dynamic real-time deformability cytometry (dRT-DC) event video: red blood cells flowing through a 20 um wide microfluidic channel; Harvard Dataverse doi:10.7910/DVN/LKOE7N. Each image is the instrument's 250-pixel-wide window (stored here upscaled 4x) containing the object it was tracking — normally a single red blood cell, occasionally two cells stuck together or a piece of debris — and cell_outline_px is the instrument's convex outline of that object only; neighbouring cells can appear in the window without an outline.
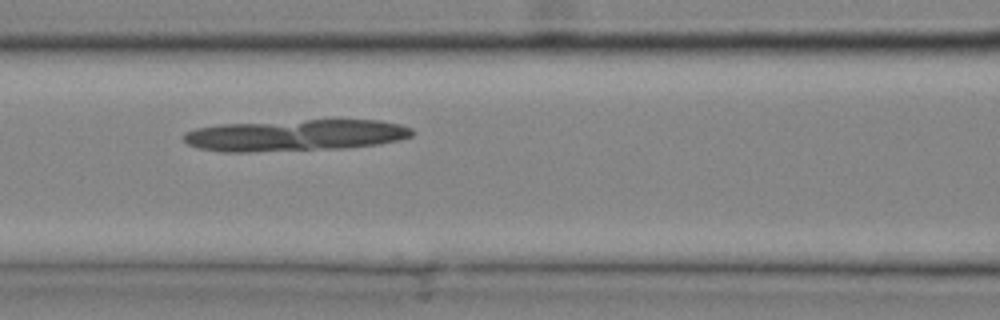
{"species": "common noctule bat (a hibernating species)", "species_latin": "Nyctalus noctula", "temperature_condition": "cold", "stored_images_in_passage": 3, "camera_frame_rate_fps": 3000, "um_per_image_px": 0.085, "animal": {"sex": "male", "body_mass_g": 20.4}, "frame": {"image": 1, "passage_image": 3, "time_ms": 0.667, "image_size_px": [1000, 320], "cell_outline_px": [[960, 220], [952, 224], [840, 224], [808, 220], [812, 216], [820, 212], [952, 212], [960, 216]], "centroid_in_image_um": [75.38, 18.52], "position_along_channel_um": 91.2, "area_um2": 12.2}}